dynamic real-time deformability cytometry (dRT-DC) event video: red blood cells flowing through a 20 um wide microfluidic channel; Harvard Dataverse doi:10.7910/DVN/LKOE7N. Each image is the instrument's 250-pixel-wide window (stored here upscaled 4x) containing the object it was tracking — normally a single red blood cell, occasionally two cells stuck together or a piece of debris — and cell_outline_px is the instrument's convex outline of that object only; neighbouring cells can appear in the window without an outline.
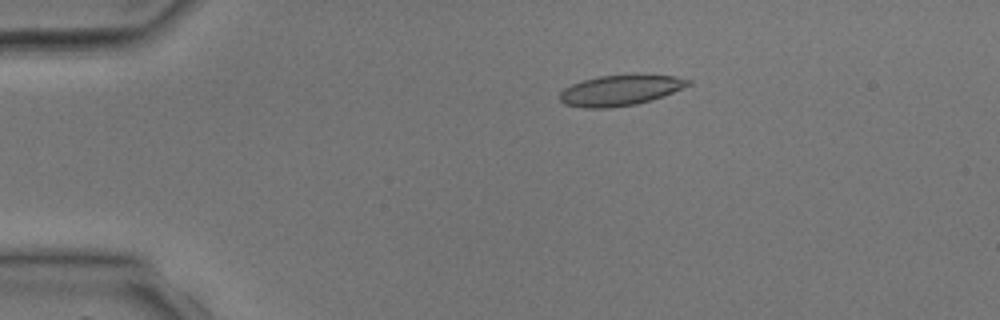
{"species": "common noctule bat (a hibernating species)", "species_latin": "Nyctalus noctula", "temperature_condition": "room temperature", "stored_images_in_passage": 3, "camera_frame_rate_fps": 3000, "um_per_image_px": 0.085, "animal": {"sex": "male", "body_mass_g": 17.9, "forearm_length_mm": 54.2}, "frame": {"image": 1, "passage_image": 2, "time_ms": 1.0, "image_size_px": [1000, 320], "cell_outline_px": [[692, 84], [652, 100], [636, 104], [608, 108], [580, 108], [564, 104], [560, 100], [560, 92], [564, 88], [572, 84], [584, 80], [600, 76], [632, 72], [636, 72], [676, 76], [692, 80]], "centroid_in_image_um": [52.76, 7.64], "position_along_channel_um": 32.2, "area_um2": 23.58}}